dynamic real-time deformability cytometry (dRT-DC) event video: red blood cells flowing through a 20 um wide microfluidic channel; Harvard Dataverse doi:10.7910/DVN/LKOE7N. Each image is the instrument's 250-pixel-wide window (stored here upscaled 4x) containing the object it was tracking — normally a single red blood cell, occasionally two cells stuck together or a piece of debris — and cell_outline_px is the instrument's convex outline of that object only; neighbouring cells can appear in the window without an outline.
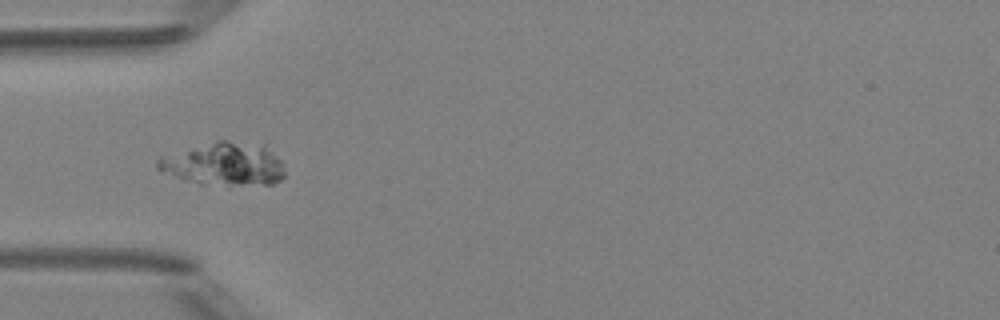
{"species": "Egyptian fruit bat (a non-hibernating species)", "species_latin": "Rousettus aegyptiacus", "temperature_condition": "room temperature", "stored_images_in_passage": 6, "camera_frame_rate_fps": 3000, "um_per_image_px": 0.085, "animal": {"sex": "female"}, "frame": {"image": 1, "passage_image": 4, "time_ms": 3.667, "image_size_px": [1000, 320], "cell_outline_px": [[284, 176], [280, 180], [272, 184], [228, 188], [200, 184], [184, 180], [160, 172], [156, 168], [156, 160], [160, 156], [216, 140], [224, 140], [264, 144], [284, 164]], "centroid_in_image_um": [19.04, 13.99], "position_along_channel_um": 66.0, "area_um2": 33.06}}
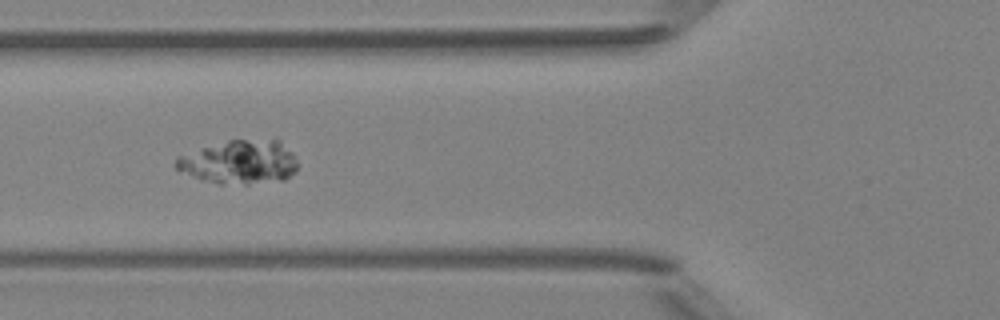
{"frame": {"image": 2, "passage_image": 5, "time_ms": 4.667, "image_size_px": [1000, 320], "cell_outline_px": [[296, 172], [284, 180], [248, 184], [220, 184], [200, 180], [176, 168], [176, 156], [228, 140], [276, 136], [292, 152], [296, 160]], "centroid_in_image_um": [20.42, 13.75], "position_along_channel_um": 105.4, "area_um2": 31.67}}
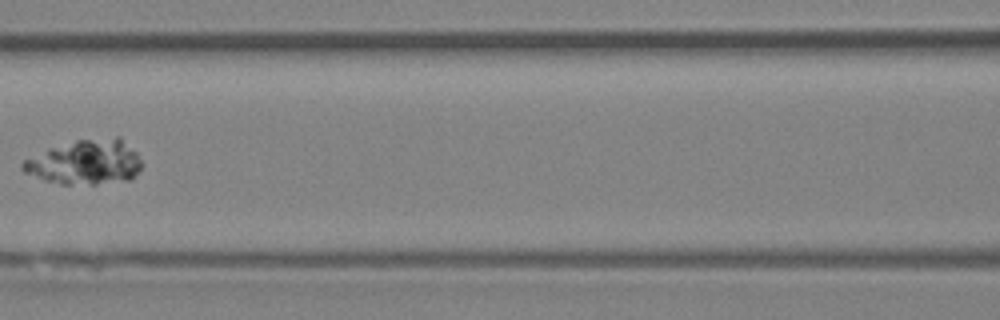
{"frame": {"image": 3, "passage_image": 6, "time_ms": 6.0, "image_size_px": [1000, 320], "cell_outline_px": [[144, 164], [128, 180], [96, 184], [60, 184], [44, 180], [24, 172], [20, 168], [20, 164], [24, 160], [48, 148], [76, 140], [116, 136], [120, 136], [136, 152]], "centroid_in_image_um": [7.25, 13.77], "position_along_channel_um": 159.4, "area_um2": 31.1}}